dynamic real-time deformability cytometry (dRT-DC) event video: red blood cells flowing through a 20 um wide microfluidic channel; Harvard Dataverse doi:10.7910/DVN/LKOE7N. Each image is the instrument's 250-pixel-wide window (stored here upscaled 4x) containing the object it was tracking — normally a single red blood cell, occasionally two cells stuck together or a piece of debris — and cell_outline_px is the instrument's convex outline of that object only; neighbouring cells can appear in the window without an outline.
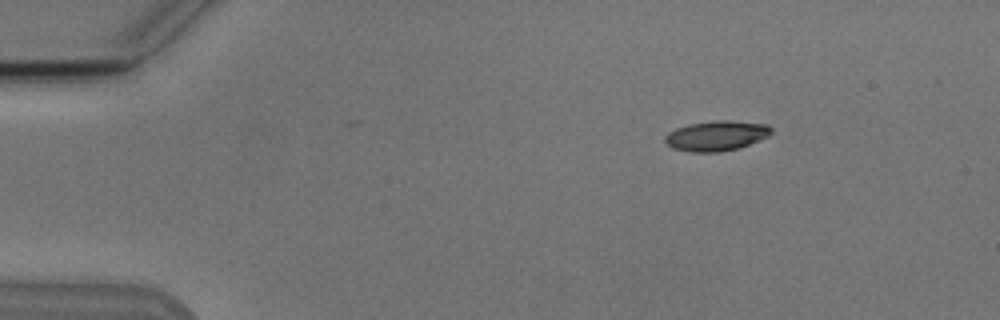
{"species": "Egyptian fruit bat (a non-hibernating species)", "species_latin": "Rousettus aegyptiacus", "temperature_condition": "cold", "stored_images_in_passage": 3, "camera_frame_rate_fps": 3000, "um_per_image_px": 0.085, "animal": {"sex": "male"}, "frame": {"image": 1, "passage_image": 1, "time_ms": 0.0, "image_size_px": [1000, 320], "cell_outline_px": [[772, 132], [768, 136], [740, 148], [720, 152], [692, 152], [672, 148], [664, 140], [664, 136], [668, 132], [676, 128], [688, 124], [716, 120], [728, 120], [768, 124], [772, 128]], "centroid_in_image_um": [60.89, 11.54], "position_along_channel_um": 24.1, "area_um2": 18.73}}